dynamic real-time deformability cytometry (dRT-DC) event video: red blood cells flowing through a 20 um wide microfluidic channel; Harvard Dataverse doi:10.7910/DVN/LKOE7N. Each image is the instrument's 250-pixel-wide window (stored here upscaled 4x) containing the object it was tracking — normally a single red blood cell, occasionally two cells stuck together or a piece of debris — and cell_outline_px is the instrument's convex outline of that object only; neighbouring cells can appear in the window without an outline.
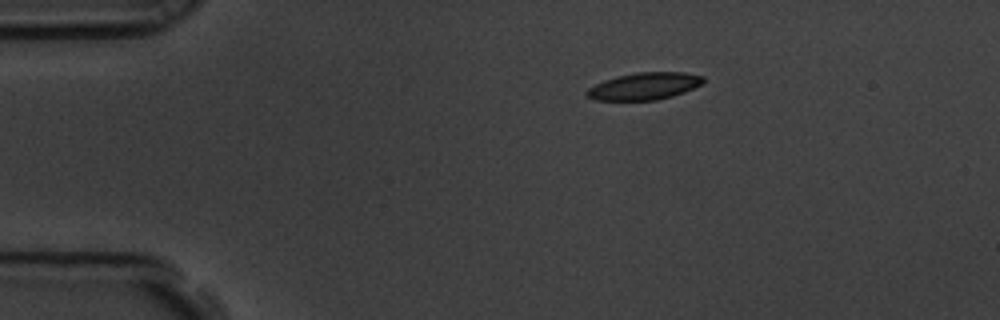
{"species": "common noctule bat (a hibernating species)", "species_latin": "Nyctalus noctula", "temperature_condition": "room temperature", "stored_images_in_passage": 48, "camera_frame_rate_fps": 3000, "um_per_image_px": 0.085, "animal": {"sex": "male", "body_mass_g": 19.5, "forearm_length_mm": 54.6}, "frame": {"image": 1, "passage_image": 1, "time_ms": 0.0, "image_size_px": [1000, 320], "cell_outline_px": [[704, 84], [684, 92], [672, 96], [656, 100], [596, 100], [588, 96], [584, 92], [588, 88], [604, 80], [616, 76], [636, 72], [684, 72], [704, 76]], "centroid_in_image_um": [54.79, 7.31], "position_along_channel_um": 30.2, "area_um2": 18.5}}
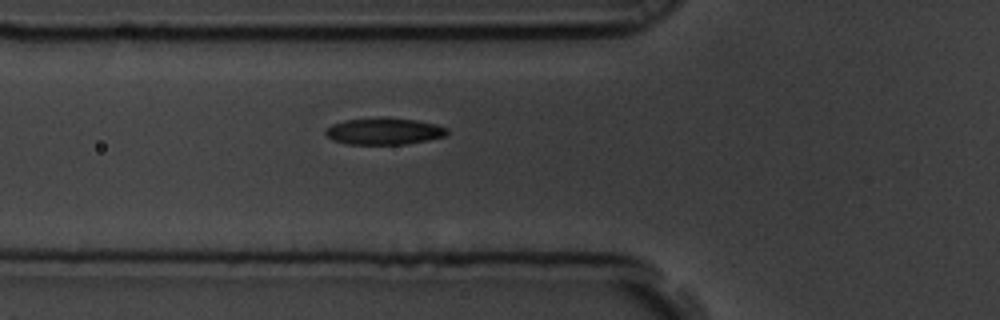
{"frame": {"image": 2, "passage_image": 11, "time_ms": 3.333, "image_size_px": [1000, 320], "cell_outline_px": [[448, 132], [444, 136], [428, 140], [404, 144], [348, 144], [332, 140], [324, 132], [332, 124], [344, 120], [416, 120], [436, 124], [448, 128]], "centroid_in_image_um": [32.66, 11.2], "position_along_channel_um": 93.1, "area_um2": 18.03}}
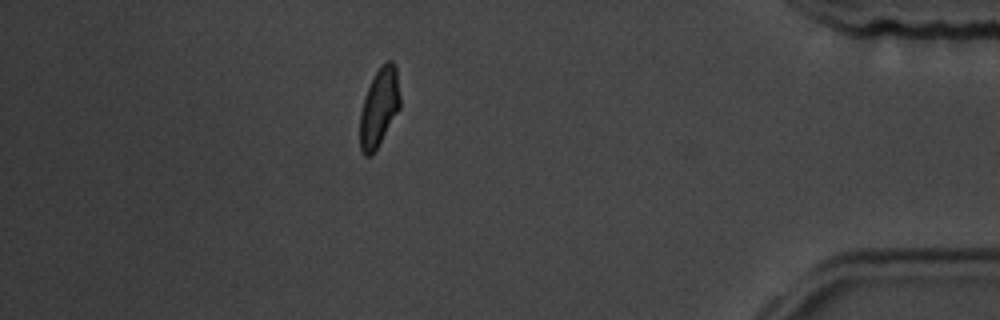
{"frame": {"image": 3, "passage_image": 41, "time_ms": 13.333, "image_size_px": [1000, 320], "cell_outline_px": [[400, 108], [372, 156], [364, 156], [360, 148], [360, 112], [364, 96], [380, 64], [388, 60], [392, 60], [396, 64], [400, 96]], "centroid_in_image_um": [32.23, 9.11], "position_along_channel_um": 403.0, "area_um2": 18.44}, "authors_computed_cell_mechanics": {"area_um2": 18.6983, "velocity_mm_per_s": 3.537, "shape_relaxation_time_tau1_ms": 3.314, "shape_relaxation_time_tau2_ms": 2.4742, "deformation_change_tau1": 0.1152, "deformation_change_tau2": 0.0817}}